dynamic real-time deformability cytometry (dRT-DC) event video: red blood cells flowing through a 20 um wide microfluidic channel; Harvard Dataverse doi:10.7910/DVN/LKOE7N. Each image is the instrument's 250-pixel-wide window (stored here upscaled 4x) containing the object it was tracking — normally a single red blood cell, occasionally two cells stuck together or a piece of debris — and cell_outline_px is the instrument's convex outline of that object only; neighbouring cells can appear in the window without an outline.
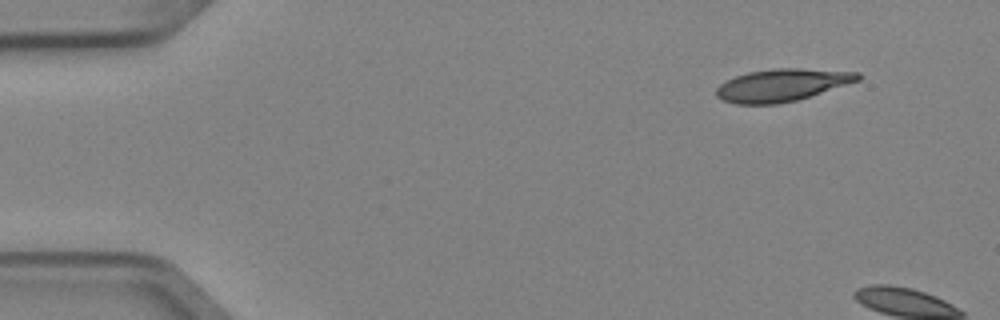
{"species": "Egyptian fruit bat (a non-hibernating species)", "species_latin": "Rousettus aegyptiacus", "temperature_condition": "cold", "stored_images_in_passage": 2, "camera_frame_rate_fps": 3000, "um_per_image_px": 0.085, "animal": {"sex": "female"}, "frame": {"image": 1, "passage_image": 1, "time_ms": 0.0, "image_size_px": [1000, 320], "cell_outline_px": [[860, 80], [796, 100], [776, 104], [736, 104], [724, 100], [716, 96], [716, 88], [720, 84], [736, 76], [748, 72], [776, 68], [796, 68], [860, 72]], "centroid_in_image_um": [66.45, 7.23], "position_along_channel_um": 18.5, "area_um2": 26.41}}